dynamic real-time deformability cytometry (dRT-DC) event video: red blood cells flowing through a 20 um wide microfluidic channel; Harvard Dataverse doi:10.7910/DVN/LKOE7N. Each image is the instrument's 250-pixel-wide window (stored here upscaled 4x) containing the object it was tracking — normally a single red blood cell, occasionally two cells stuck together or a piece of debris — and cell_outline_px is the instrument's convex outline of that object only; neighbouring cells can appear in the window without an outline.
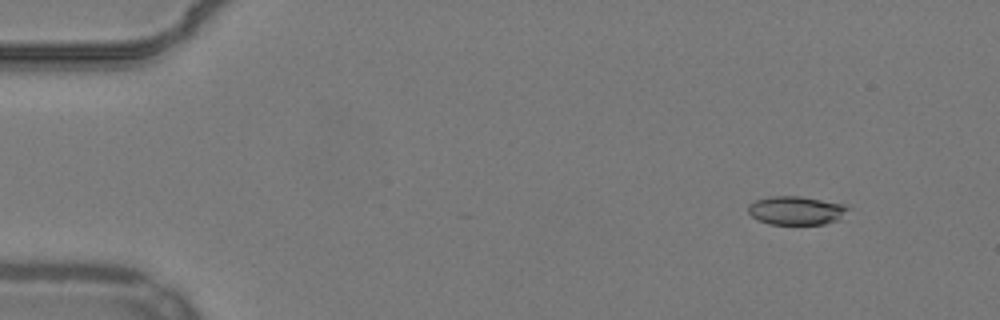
{"species": "common noctule bat (a hibernating species)", "species_latin": "Nyctalus noctula", "temperature_condition": "warm", "stored_images_in_passage": 54, "camera_frame_rate_fps": 3000, "um_per_image_px": 0.085, "animal": {"sex": "male", "body_mass_g": 19.2, "forearm_length_mm": 51.8}, "frame": {"image": 1, "passage_image": 6, "time_ms": 1.667, "image_size_px": [1000, 320], "cell_outline_px": [[852, 208], [840, 220], [824, 224], [768, 224], [756, 220], [748, 212], [748, 204], [756, 200], [768, 196], [800, 196], [848, 204]], "centroid_in_image_um": [67.73, 17.89], "position_along_channel_um": 17.3, "area_um2": 17.11}}
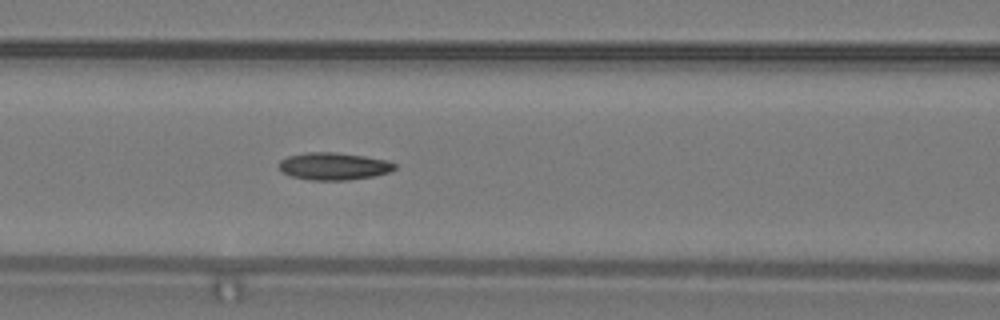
{"frame": {"image": 2, "passage_image": 24, "time_ms": 7.667, "image_size_px": [1000, 320], "cell_outline_px": [[396, 168], [388, 172], [372, 176], [348, 180], [312, 180], [292, 176], [284, 172], [280, 168], [280, 160], [288, 156], [304, 152], [336, 152], [364, 156], [388, 160], [396, 164]], "centroid_in_image_um": [28.38, 14.12], "position_along_channel_um": 138.2, "area_um2": 18.32}}
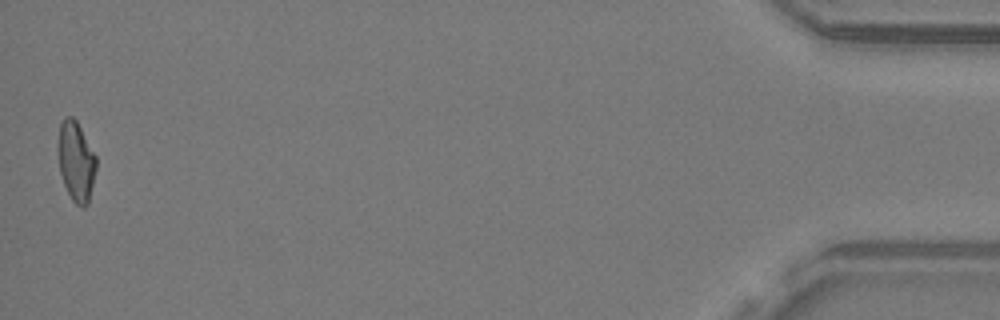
{"frame": {"image": 3, "passage_image": 54, "time_ms": 17.667, "image_size_px": [1000, 320], "cell_outline_px": [[96, 168], [88, 204], [84, 208], [76, 204], [72, 200], [64, 184], [60, 172], [56, 148], [60, 124], [64, 116], [72, 116], [76, 120], [96, 156]], "centroid_in_image_um": [6.44, 13.69], "position_along_channel_um": 428.8, "area_um2": 17.86}, "authors_computed_cell_mechanics": {"area_um2": 17.8602, "velocity_mm_per_s": 3.8571, "shape_relaxation_time_tau1_ms": null, "shape_relaxation_time_tau2_ms": 4.1517, "deformation_change_tau1": null, "deformation_change_tau2": 0.1231}}